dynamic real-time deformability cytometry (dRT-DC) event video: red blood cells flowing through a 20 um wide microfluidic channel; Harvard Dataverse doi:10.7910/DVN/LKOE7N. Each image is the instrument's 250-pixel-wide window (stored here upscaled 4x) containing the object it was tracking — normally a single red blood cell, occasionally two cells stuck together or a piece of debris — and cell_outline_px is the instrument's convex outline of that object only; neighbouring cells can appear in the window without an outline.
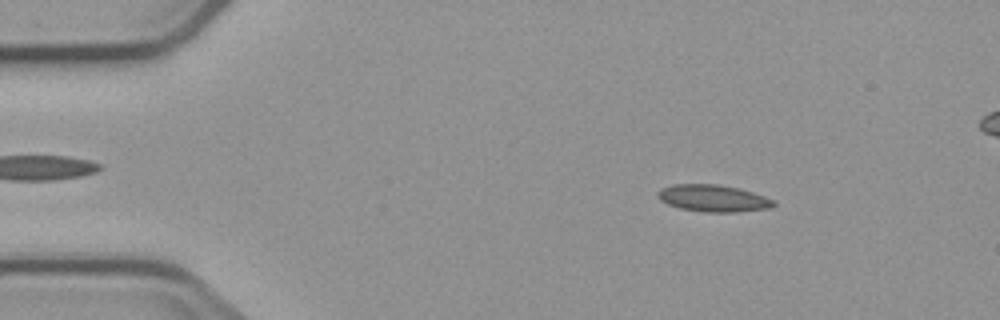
{"species": "common noctule bat (a hibernating species)", "species_latin": "Nyctalus noctula", "temperature_condition": "cold", "stored_images_in_passage": 5, "segment_of_instrument_passage": [1, 2], "camera_frame_rate_fps": 3000, "um_per_image_px": 0.085, "animal": {"sex": "male", "body_mass_g": 23.1, "forearm_length_mm": 52.7}, "frame": {"image": 1, "passage_image": 2, "time_ms": 1.333, "image_size_px": [1000, 320], "cell_outline_px": [[776, 204], [772, 208], [736, 212], [704, 212], [680, 208], [668, 204], [660, 200], [656, 192], [664, 188], [676, 184], [716, 184], [736, 188], [752, 192], [764, 196], [772, 200]], "centroid_in_image_um": [60.63, 16.86], "position_along_channel_um": 24.4, "area_um2": 17.98}}